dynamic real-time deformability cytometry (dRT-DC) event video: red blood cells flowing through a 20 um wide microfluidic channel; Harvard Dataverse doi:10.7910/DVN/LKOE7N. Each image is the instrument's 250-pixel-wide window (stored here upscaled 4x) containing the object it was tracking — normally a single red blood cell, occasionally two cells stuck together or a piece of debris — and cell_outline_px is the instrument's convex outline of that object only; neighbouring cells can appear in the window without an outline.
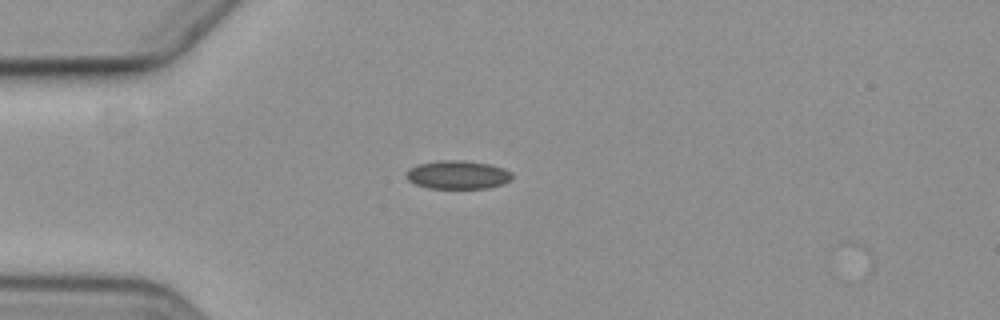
{"species": "common noctule bat (a hibernating species)", "species_latin": "Nyctalus noctula", "temperature_condition": "cold", "stored_images_in_passage": 6, "camera_frame_rate_fps": 3000, "um_per_image_px": 0.085, "animal": {"sex": "female", "body_mass_g": 19.3, "forearm_length_mm": 54.1}, "frame": {"image": 1, "passage_image": 5, "time_ms": 1.333, "image_size_px": [1000, 320], "cell_outline_px": [[512, 180], [504, 184], [488, 188], [428, 188], [416, 184], [408, 180], [408, 168], [416, 164], [440, 160], [464, 160], [492, 164], [504, 168], [512, 172]], "centroid_in_image_um": [38.96, 14.84], "position_along_channel_um": 46.0, "area_um2": 17.74}}